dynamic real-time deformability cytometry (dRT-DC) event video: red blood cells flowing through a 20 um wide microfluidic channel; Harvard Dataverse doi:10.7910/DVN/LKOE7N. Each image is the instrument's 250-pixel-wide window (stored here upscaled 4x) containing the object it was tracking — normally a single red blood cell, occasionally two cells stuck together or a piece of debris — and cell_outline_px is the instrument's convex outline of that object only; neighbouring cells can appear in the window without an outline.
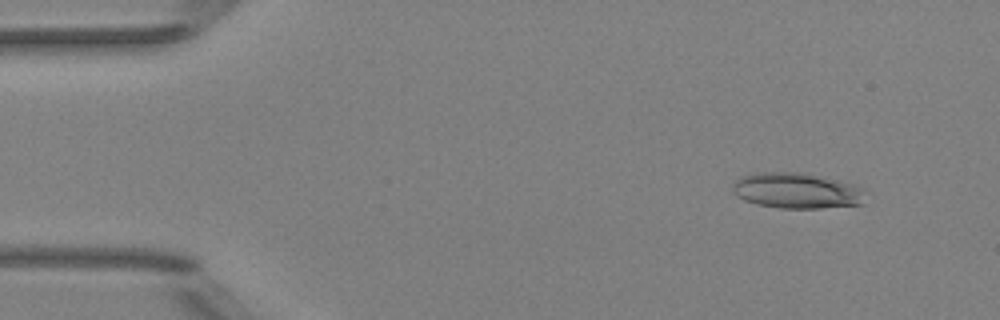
{"species": "Egyptian fruit bat (a non-hibernating species)", "species_latin": "Rousettus aegyptiacus", "temperature_condition": "room temperature", "stored_images_in_passage": 4, "camera_frame_rate_fps": 3000, "um_per_image_px": 0.085, "animal": {"sex": "female"}, "frame": {"image": 1, "passage_image": 1, "time_ms": 0.0, "image_size_px": [1000, 320], "cell_outline_px": [[864, 188], [860, 204], [820, 208], [780, 208], [756, 204], [744, 200], [736, 196], [732, 192], [732, 184], [740, 176], [756, 172], [804, 172], [840, 180]], "centroid_in_image_um": [67.65, 16.19], "position_along_channel_um": 17.4, "area_um2": 27.74}}